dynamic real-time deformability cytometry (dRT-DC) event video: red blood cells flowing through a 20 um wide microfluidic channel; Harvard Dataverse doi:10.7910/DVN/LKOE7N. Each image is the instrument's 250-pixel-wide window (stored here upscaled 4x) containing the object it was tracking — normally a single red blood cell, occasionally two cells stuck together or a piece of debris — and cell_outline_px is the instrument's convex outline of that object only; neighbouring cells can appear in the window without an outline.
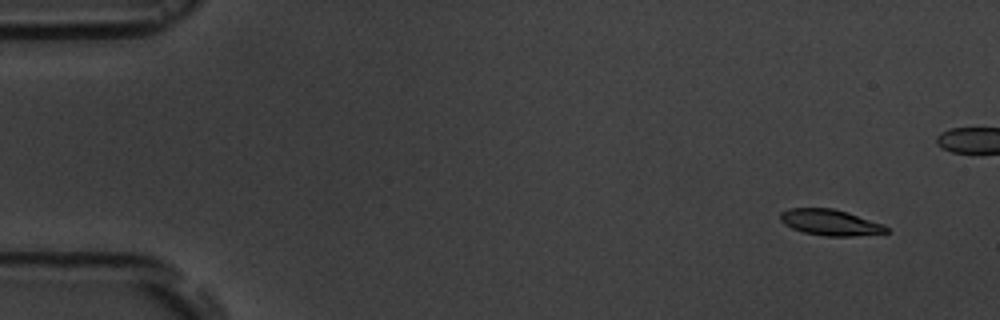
{"species": "common noctule bat (a hibernating species)", "species_latin": "Nyctalus noctula", "temperature_condition": "room temperature", "stored_images_in_passage": 6, "camera_frame_rate_fps": 3000, "um_per_image_px": 0.085, "animal": {"sex": "male", "body_mass_g": 19.5, "forearm_length_mm": 54.6}, "frame": {"image": 1, "passage_image": 1, "time_ms": 0.0, "image_size_px": [1000, 320], "cell_outline_px": [[888, 232], [852, 236], [824, 236], [804, 232], [792, 228], [784, 224], [780, 220], [780, 212], [788, 208], [832, 208], [848, 212], [884, 224], [888, 228]], "centroid_in_image_um": [70.55, 18.9], "position_along_channel_um": 14.4, "area_um2": 16.07}}
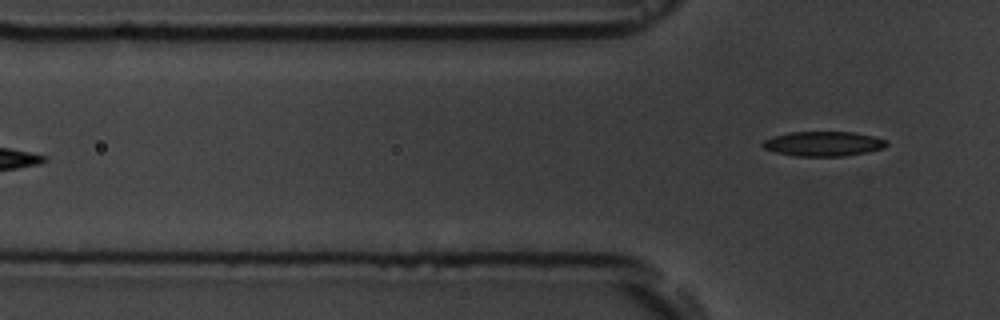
{"frame": {"image": 2, "passage_image": 6, "time_ms": 6.333, "image_size_px": [1000, 320], "cell_outline_px": [[888, 144], [884, 148], [868, 152], [844, 156], [796, 156], [776, 152], [764, 148], [760, 144], [764, 140], [772, 136], [788, 132], [852, 132], [872, 136], [888, 140]], "centroid_in_image_um": [69.98, 12.22], "position_along_channel_um": 55.8, "area_um2": 17.92}}